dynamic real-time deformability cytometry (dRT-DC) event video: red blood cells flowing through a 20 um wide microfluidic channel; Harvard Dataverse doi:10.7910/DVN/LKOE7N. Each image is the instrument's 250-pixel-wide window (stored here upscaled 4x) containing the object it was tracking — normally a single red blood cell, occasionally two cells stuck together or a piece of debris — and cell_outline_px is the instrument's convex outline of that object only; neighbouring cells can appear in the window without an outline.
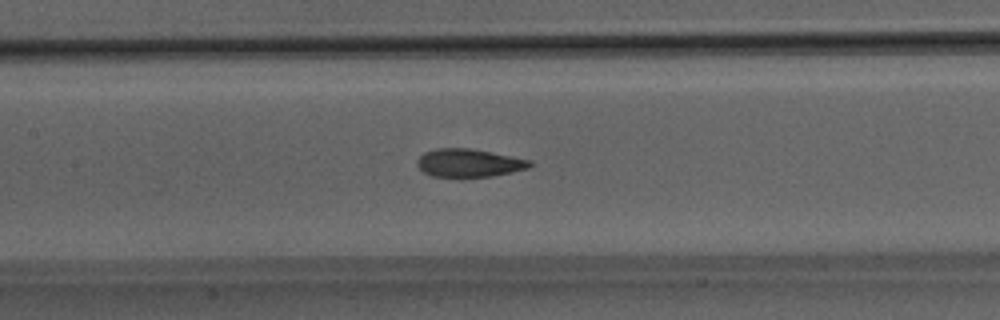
{"species": "Egyptian fruit bat (a non-hibernating species)", "species_latin": "Rousettus aegyptiacus", "temperature_condition": "room temperature", "stored_images_in_passage": 43, "camera_frame_rate_fps": 3000, "um_per_image_px": 0.085, "animal": {"sex": "male"}, "frame": {"image": 1, "passage_image": 17, "time_ms": 5.333, "image_size_px": [1000, 320], "cell_outline_px": [[532, 164], [528, 168], [492, 176], [460, 180], [432, 176], [424, 172], [416, 164], [416, 160], [424, 152], [436, 148], [468, 148], [528, 160]], "centroid_in_image_um": [39.76, 13.9], "position_along_channel_um": 167.6, "area_um2": 18.79}}
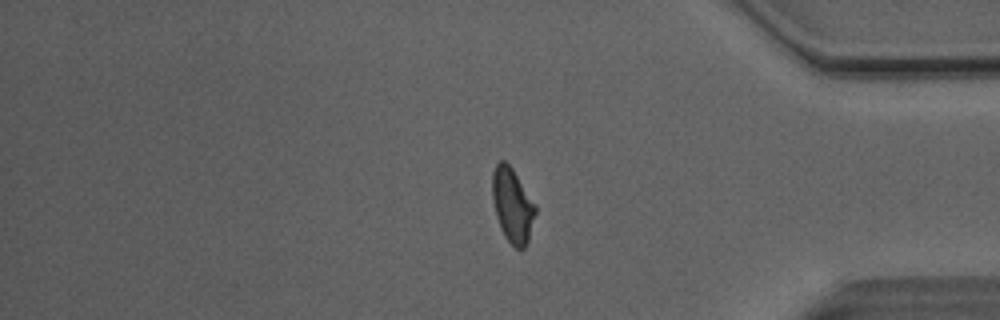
{"frame": {"image": 2, "passage_image": 35, "time_ms": 11.333, "image_size_px": [1000, 320], "cell_outline_px": [[536, 212], [528, 240], [524, 248], [516, 248], [504, 236], [496, 216], [492, 200], [492, 172], [496, 164], [500, 160], [504, 160], [512, 168], [536, 204]], "centroid_in_image_um": [43.55, 17.42], "position_along_channel_um": 391.7, "area_um2": 18.61}}
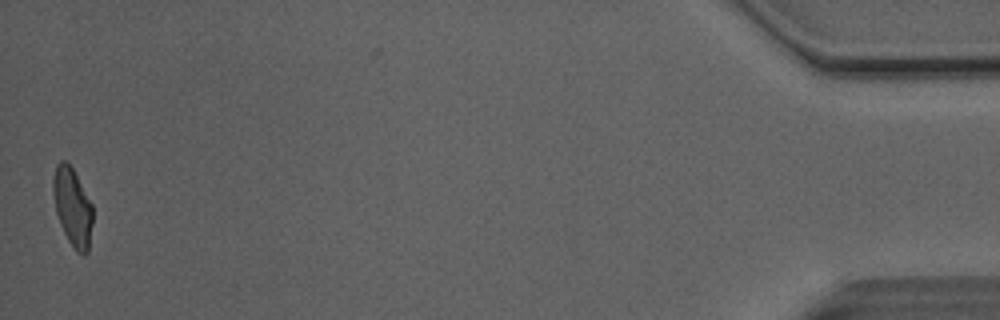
{"frame": {"image": 3, "passage_image": 43, "time_ms": 14.0, "image_size_px": [1000, 320], "cell_outline_px": [[92, 224], [88, 252], [84, 256], [76, 252], [68, 240], [60, 224], [56, 212], [52, 192], [52, 180], [56, 164], [60, 160], [64, 160], [72, 168], [92, 204]], "centroid_in_image_um": [6.15, 17.61], "position_along_channel_um": 429.1, "area_um2": 18.03}, "authors_computed_cell_mechanics": {"area_um2": 18.8428, "velocity_mm_per_s": 4.1121, "shape_relaxation_time_tau1_ms": 8.5618, "shape_relaxation_time_tau2_ms": 1.3274, "deformation_change_tau1": 0.2048, "deformation_change_tau2": 0.0631}}